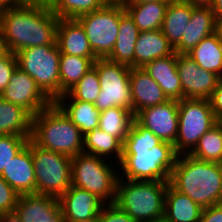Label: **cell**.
<instances>
[{"label":"cell","instance_id":"f1b7e54d","mask_svg":"<svg viewBox=\"0 0 222 222\" xmlns=\"http://www.w3.org/2000/svg\"><path fill=\"white\" fill-rule=\"evenodd\" d=\"M55 103L80 129L83 135L95 128H99L101 112L96 108L94 103L80 100H56Z\"/></svg>","mask_w":222,"mask_h":222},{"label":"cell","instance_id":"3957f363","mask_svg":"<svg viewBox=\"0 0 222 222\" xmlns=\"http://www.w3.org/2000/svg\"><path fill=\"white\" fill-rule=\"evenodd\" d=\"M30 139L70 157L83 153L84 135L55 102L32 117Z\"/></svg>","mask_w":222,"mask_h":222},{"label":"cell","instance_id":"4316f807","mask_svg":"<svg viewBox=\"0 0 222 222\" xmlns=\"http://www.w3.org/2000/svg\"><path fill=\"white\" fill-rule=\"evenodd\" d=\"M123 143L100 128H95L84 135L83 153L96 155L107 160L121 162ZM114 159V160H113Z\"/></svg>","mask_w":222,"mask_h":222},{"label":"cell","instance_id":"30bf717a","mask_svg":"<svg viewBox=\"0 0 222 222\" xmlns=\"http://www.w3.org/2000/svg\"><path fill=\"white\" fill-rule=\"evenodd\" d=\"M123 3L109 2L104 7L76 18L83 27L94 55L107 58L115 45Z\"/></svg>","mask_w":222,"mask_h":222},{"label":"cell","instance_id":"bcb514c9","mask_svg":"<svg viewBox=\"0 0 222 222\" xmlns=\"http://www.w3.org/2000/svg\"><path fill=\"white\" fill-rule=\"evenodd\" d=\"M186 3H189L193 6H211L213 0H182Z\"/></svg>","mask_w":222,"mask_h":222},{"label":"cell","instance_id":"484cf974","mask_svg":"<svg viewBox=\"0 0 222 222\" xmlns=\"http://www.w3.org/2000/svg\"><path fill=\"white\" fill-rule=\"evenodd\" d=\"M168 4L166 1L123 3L140 32L161 29Z\"/></svg>","mask_w":222,"mask_h":222},{"label":"cell","instance_id":"2e32d148","mask_svg":"<svg viewBox=\"0 0 222 222\" xmlns=\"http://www.w3.org/2000/svg\"><path fill=\"white\" fill-rule=\"evenodd\" d=\"M58 199L64 222H77L97 217L105 205L96 195L73 185Z\"/></svg>","mask_w":222,"mask_h":222},{"label":"cell","instance_id":"d6986e66","mask_svg":"<svg viewBox=\"0 0 222 222\" xmlns=\"http://www.w3.org/2000/svg\"><path fill=\"white\" fill-rule=\"evenodd\" d=\"M56 43L61 54L97 58L90 47L83 27L76 19L59 18Z\"/></svg>","mask_w":222,"mask_h":222},{"label":"cell","instance_id":"b9f144b4","mask_svg":"<svg viewBox=\"0 0 222 222\" xmlns=\"http://www.w3.org/2000/svg\"><path fill=\"white\" fill-rule=\"evenodd\" d=\"M200 222H222V203L203 208Z\"/></svg>","mask_w":222,"mask_h":222},{"label":"cell","instance_id":"ab89813d","mask_svg":"<svg viewBox=\"0 0 222 222\" xmlns=\"http://www.w3.org/2000/svg\"><path fill=\"white\" fill-rule=\"evenodd\" d=\"M100 222H136L127 212L115 203L105 204L99 213Z\"/></svg>","mask_w":222,"mask_h":222},{"label":"cell","instance_id":"7bdbcfd3","mask_svg":"<svg viewBox=\"0 0 222 222\" xmlns=\"http://www.w3.org/2000/svg\"><path fill=\"white\" fill-rule=\"evenodd\" d=\"M211 8L214 13L215 19L222 18V0H213Z\"/></svg>","mask_w":222,"mask_h":222},{"label":"cell","instance_id":"1f68e13d","mask_svg":"<svg viewBox=\"0 0 222 222\" xmlns=\"http://www.w3.org/2000/svg\"><path fill=\"white\" fill-rule=\"evenodd\" d=\"M133 120L132 111L122 107H112L100 113L99 128L123 143Z\"/></svg>","mask_w":222,"mask_h":222},{"label":"cell","instance_id":"60d3db41","mask_svg":"<svg viewBox=\"0 0 222 222\" xmlns=\"http://www.w3.org/2000/svg\"><path fill=\"white\" fill-rule=\"evenodd\" d=\"M211 107L218 122L222 121V78L210 97Z\"/></svg>","mask_w":222,"mask_h":222},{"label":"cell","instance_id":"d590c367","mask_svg":"<svg viewBox=\"0 0 222 222\" xmlns=\"http://www.w3.org/2000/svg\"><path fill=\"white\" fill-rule=\"evenodd\" d=\"M160 142L161 140L156 135L134 119L123 142L122 150H152Z\"/></svg>","mask_w":222,"mask_h":222},{"label":"cell","instance_id":"cb8c5ba5","mask_svg":"<svg viewBox=\"0 0 222 222\" xmlns=\"http://www.w3.org/2000/svg\"><path fill=\"white\" fill-rule=\"evenodd\" d=\"M139 29L129 13L124 10L120 14L119 33L107 59L134 68V51Z\"/></svg>","mask_w":222,"mask_h":222},{"label":"cell","instance_id":"8fae6325","mask_svg":"<svg viewBox=\"0 0 222 222\" xmlns=\"http://www.w3.org/2000/svg\"><path fill=\"white\" fill-rule=\"evenodd\" d=\"M93 67L97 70L101 86L94 103L96 108L100 112L112 107H122L132 111V92L129 81L131 67L107 58L97 59Z\"/></svg>","mask_w":222,"mask_h":222},{"label":"cell","instance_id":"5bb4252c","mask_svg":"<svg viewBox=\"0 0 222 222\" xmlns=\"http://www.w3.org/2000/svg\"><path fill=\"white\" fill-rule=\"evenodd\" d=\"M134 119L161 141L175 144L178 133V101L167 102L140 110Z\"/></svg>","mask_w":222,"mask_h":222},{"label":"cell","instance_id":"52a82bcc","mask_svg":"<svg viewBox=\"0 0 222 222\" xmlns=\"http://www.w3.org/2000/svg\"><path fill=\"white\" fill-rule=\"evenodd\" d=\"M18 67L31 76L41 91L55 102L60 97V50L55 45L24 48L15 53Z\"/></svg>","mask_w":222,"mask_h":222},{"label":"cell","instance_id":"9a60e30c","mask_svg":"<svg viewBox=\"0 0 222 222\" xmlns=\"http://www.w3.org/2000/svg\"><path fill=\"white\" fill-rule=\"evenodd\" d=\"M21 222H64L58 197L38 193L19 195L14 208Z\"/></svg>","mask_w":222,"mask_h":222},{"label":"cell","instance_id":"7dc6e473","mask_svg":"<svg viewBox=\"0 0 222 222\" xmlns=\"http://www.w3.org/2000/svg\"><path fill=\"white\" fill-rule=\"evenodd\" d=\"M215 34L222 42V18L215 19Z\"/></svg>","mask_w":222,"mask_h":222},{"label":"cell","instance_id":"8d00e7d4","mask_svg":"<svg viewBox=\"0 0 222 222\" xmlns=\"http://www.w3.org/2000/svg\"><path fill=\"white\" fill-rule=\"evenodd\" d=\"M31 136L0 135V175L4 168L28 144Z\"/></svg>","mask_w":222,"mask_h":222},{"label":"cell","instance_id":"836d02e7","mask_svg":"<svg viewBox=\"0 0 222 222\" xmlns=\"http://www.w3.org/2000/svg\"><path fill=\"white\" fill-rule=\"evenodd\" d=\"M108 3L107 0H50L48 5L58 18L76 19Z\"/></svg>","mask_w":222,"mask_h":222},{"label":"cell","instance_id":"44dd1931","mask_svg":"<svg viewBox=\"0 0 222 222\" xmlns=\"http://www.w3.org/2000/svg\"><path fill=\"white\" fill-rule=\"evenodd\" d=\"M162 88L169 100H182V87L177 71V53L155 59L143 67Z\"/></svg>","mask_w":222,"mask_h":222},{"label":"cell","instance_id":"8992f818","mask_svg":"<svg viewBox=\"0 0 222 222\" xmlns=\"http://www.w3.org/2000/svg\"><path fill=\"white\" fill-rule=\"evenodd\" d=\"M113 164L117 163L96 155L80 153L72 157L71 185L91 192L105 204H112L116 199L119 179V165L115 167Z\"/></svg>","mask_w":222,"mask_h":222},{"label":"cell","instance_id":"d4e9b609","mask_svg":"<svg viewBox=\"0 0 222 222\" xmlns=\"http://www.w3.org/2000/svg\"><path fill=\"white\" fill-rule=\"evenodd\" d=\"M194 7L182 0L169 2L161 31L173 48L180 43Z\"/></svg>","mask_w":222,"mask_h":222},{"label":"cell","instance_id":"603a6c76","mask_svg":"<svg viewBox=\"0 0 222 222\" xmlns=\"http://www.w3.org/2000/svg\"><path fill=\"white\" fill-rule=\"evenodd\" d=\"M203 208L188 195L168 183L165 192L164 220L167 222H199Z\"/></svg>","mask_w":222,"mask_h":222},{"label":"cell","instance_id":"74e56055","mask_svg":"<svg viewBox=\"0 0 222 222\" xmlns=\"http://www.w3.org/2000/svg\"><path fill=\"white\" fill-rule=\"evenodd\" d=\"M19 194L0 175V214L14 212Z\"/></svg>","mask_w":222,"mask_h":222},{"label":"cell","instance_id":"6da1fadb","mask_svg":"<svg viewBox=\"0 0 222 222\" xmlns=\"http://www.w3.org/2000/svg\"><path fill=\"white\" fill-rule=\"evenodd\" d=\"M59 18L46 3L9 6L0 21L7 47L14 54L24 48L55 45Z\"/></svg>","mask_w":222,"mask_h":222},{"label":"cell","instance_id":"ba28073f","mask_svg":"<svg viewBox=\"0 0 222 222\" xmlns=\"http://www.w3.org/2000/svg\"><path fill=\"white\" fill-rule=\"evenodd\" d=\"M36 193L60 197L71 186L72 157L44 149L31 140Z\"/></svg>","mask_w":222,"mask_h":222},{"label":"cell","instance_id":"e0dca14e","mask_svg":"<svg viewBox=\"0 0 222 222\" xmlns=\"http://www.w3.org/2000/svg\"><path fill=\"white\" fill-rule=\"evenodd\" d=\"M1 177L19 194L36 193V179L31 152L28 144L4 168Z\"/></svg>","mask_w":222,"mask_h":222},{"label":"cell","instance_id":"83f0119b","mask_svg":"<svg viewBox=\"0 0 222 222\" xmlns=\"http://www.w3.org/2000/svg\"><path fill=\"white\" fill-rule=\"evenodd\" d=\"M32 116L0 97V135L31 136Z\"/></svg>","mask_w":222,"mask_h":222},{"label":"cell","instance_id":"9c48e42d","mask_svg":"<svg viewBox=\"0 0 222 222\" xmlns=\"http://www.w3.org/2000/svg\"><path fill=\"white\" fill-rule=\"evenodd\" d=\"M217 123L209 99L179 100L178 133L174 144L176 153L189 154L198 140Z\"/></svg>","mask_w":222,"mask_h":222},{"label":"cell","instance_id":"e575fe53","mask_svg":"<svg viewBox=\"0 0 222 222\" xmlns=\"http://www.w3.org/2000/svg\"><path fill=\"white\" fill-rule=\"evenodd\" d=\"M101 86L97 70L91 68L71 89L61 95L57 100H80L95 103Z\"/></svg>","mask_w":222,"mask_h":222},{"label":"cell","instance_id":"f35d334b","mask_svg":"<svg viewBox=\"0 0 222 222\" xmlns=\"http://www.w3.org/2000/svg\"><path fill=\"white\" fill-rule=\"evenodd\" d=\"M17 67V58L13 52H9L0 58V94L9 84L11 75Z\"/></svg>","mask_w":222,"mask_h":222},{"label":"cell","instance_id":"c3c4849f","mask_svg":"<svg viewBox=\"0 0 222 222\" xmlns=\"http://www.w3.org/2000/svg\"><path fill=\"white\" fill-rule=\"evenodd\" d=\"M5 2H6L9 6L25 5V4L31 3L30 0H5Z\"/></svg>","mask_w":222,"mask_h":222},{"label":"cell","instance_id":"db71d44e","mask_svg":"<svg viewBox=\"0 0 222 222\" xmlns=\"http://www.w3.org/2000/svg\"><path fill=\"white\" fill-rule=\"evenodd\" d=\"M108 2H111V3H124L128 0H107Z\"/></svg>","mask_w":222,"mask_h":222},{"label":"cell","instance_id":"ffe728a7","mask_svg":"<svg viewBox=\"0 0 222 222\" xmlns=\"http://www.w3.org/2000/svg\"><path fill=\"white\" fill-rule=\"evenodd\" d=\"M213 33H215V16L211 6H195L190 22L174 52L186 54Z\"/></svg>","mask_w":222,"mask_h":222},{"label":"cell","instance_id":"7c38bea8","mask_svg":"<svg viewBox=\"0 0 222 222\" xmlns=\"http://www.w3.org/2000/svg\"><path fill=\"white\" fill-rule=\"evenodd\" d=\"M0 97L25 109L32 117L46 109L52 101L41 91L35 80L19 67Z\"/></svg>","mask_w":222,"mask_h":222},{"label":"cell","instance_id":"816d5d0a","mask_svg":"<svg viewBox=\"0 0 222 222\" xmlns=\"http://www.w3.org/2000/svg\"><path fill=\"white\" fill-rule=\"evenodd\" d=\"M77 222H100L99 217H94L88 220H82V221H77Z\"/></svg>","mask_w":222,"mask_h":222},{"label":"cell","instance_id":"f6af8a7d","mask_svg":"<svg viewBox=\"0 0 222 222\" xmlns=\"http://www.w3.org/2000/svg\"><path fill=\"white\" fill-rule=\"evenodd\" d=\"M10 51L7 47V44H6V40L3 36V32L0 28V58L3 57L4 55L8 54Z\"/></svg>","mask_w":222,"mask_h":222},{"label":"cell","instance_id":"11a10c76","mask_svg":"<svg viewBox=\"0 0 222 222\" xmlns=\"http://www.w3.org/2000/svg\"><path fill=\"white\" fill-rule=\"evenodd\" d=\"M154 222H167V221H166V220H164V219H161V220L154 221Z\"/></svg>","mask_w":222,"mask_h":222},{"label":"cell","instance_id":"5b68a950","mask_svg":"<svg viewBox=\"0 0 222 222\" xmlns=\"http://www.w3.org/2000/svg\"><path fill=\"white\" fill-rule=\"evenodd\" d=\"M177 157L174 145L165 141H161L152 150H122L119 177L170 183Z\"/></svg>","mask_w":222,"mask_h":222},{"label":"cell","instance_id":"7402d4cb","mask_svg":"<svg viewBox=\"0 0 222 222\" xmlns=\"http://www.w3.org/2000/svg\"><path fill=\"white\" fill-rule=\"evenodd\" d=\"M174 53V48L163 35L161 29L139 33L135 44L134 67H144L147 63Z\"/></svg>","mask_w":222,"mask_h":222},{"label":"cell","instance_id":"ee69618b","mask_svg":"<svg viewBox=\"0 0 222 222\" xmlns=\"http://www.w3.org/2000/svg\"><path fill=\"white\" fill-rule=\"evenodd\" d=\"M0 222H21L15 212L0 214Z\"/></svg>","mask_w":222,"mask_h":222},{"label":"cell","instance_id":"277c9868","mask_svg":"<svg viewBox=\"0 0 222 222\" xmlns=\"http://www.w3.org/2000/svg\"><path fill=\"white\" fill-rule=\"evenodd\" d=\"M169 182L135 181L119 177L115 204L136 222L164 218L165 192Z\"/></svg>","mask_w":222,"mask_h":222},{"label":"cell","instance_id":"f546056e","mask_svg":"<svg viewBox=\"0 0 222 222\" xmlns=\"http://www.w3.org/2000/svg\"><path fill=\"white\" fill-rule=\"evenodd\" d=\"M186 54L201 68L222 78V42L215 33L204 38Z\"/></svg>","mask_w":222,"mask_h":222},{"label":"cell","instance_id":"f907efd6","mask_svg":"<svg viewBox=\"0 0 222 222\" xmlns=\"http://www.w3.org/2000/svg\"><path fill=\"white\" fill-rule=\"evenodd\" d=\"M153 1H166V2H171V1H177V0H128L124 3H146V2H153Z\"/></svg>","mask_w":222,"mask_h":222},{"label":"cell","instance_id":"681fc988","mask_svg":"<svg viewBox=\"0 0 222 222\" xmlns=\"http://www.w3.org/2000/svg\"><path fill=\"white\" fill-rule=\"evenodd\" d=\"M8 7L9 5L5 2V0H0V21Z\"/></svg>","mask_w":222,"mask_h":222},{"label":"cell","instance_id":"ac0fdd59","mask_svg":"<svg viewBox=\"0 0 222 222\" xmlns=\"http://www.w3.org/2000/svg\"><path fill=\"white\" fill-rule=\"evenodd\" d=\"M129 81L134 116L142 109L160 105L169 100L159 84L150 77L143 67L131 68Z\"/></svg>","mask_w":222,"mask_h":222},{"label":"cell","instance_id":"f5cc1de1","mask_svg":"<svg viewBox=\"0 0 222 222\" xmlns=\"http://www.w3.org/2000/svg\"><path fill=\"white\" fill-rule=\"evenodd\" d=\"M31 2H36V3H46L48 4L50 0H30Z\"/></svg>","mask_w":222,"mask_h":222},{"label":"cell","instance_id":"4dcf8cb0","mask_svg":"<svg viewBox=\"0 0 222 222\" xmlns=\"http://www.w3.org/2000/svg\"><path fill=\"white\" fill-rule=\"evenodd\" d=\"M98 58L70 54L60 56V96L71 89L91 68Z\"/></svg>","mask_w":222,"mask_h":222},{"label":"cell","instance_id":"4fadbf2b","mask_svg":"<svg viewBox=\"0 0 222 222\" xmlns=\"http://www.w3.org/2000/svg\"><path fill=\"white\" fill-rule=\"evenodd\" d=\"M177 71L182 87V99H210L220 77L207 71L187 54H177Z\"/></svg>","mask_w":222,"mask_h":222},{"label":"cell","instance_id":"7a4b0ae2","mask_svg":"<svg viewBox=\"0 0 222 222\" xmlns=\"http://www.w3.org/2000/svg\"><path fill=\"white\" fill-rule=\"evenodd\" d=\"M170 184L202 208L222 203V164L178 155Z\"/></svg>","mask_w":222,"mask_h":222},{"label":"cell","instance_id":"d6a6232c","mask_svg":"<svg viewBox=\"0 0 222 222\" xmlns=\"http://www.w3.org/2000/svg\"><path fill=\"white\" fill-rule=\"evenodd\" d=\"M195 159L207 162H222V123L218 122L199 140L189 153Z\"/></svg>","mask_w":222,"mask_h":222}]
</instances>
